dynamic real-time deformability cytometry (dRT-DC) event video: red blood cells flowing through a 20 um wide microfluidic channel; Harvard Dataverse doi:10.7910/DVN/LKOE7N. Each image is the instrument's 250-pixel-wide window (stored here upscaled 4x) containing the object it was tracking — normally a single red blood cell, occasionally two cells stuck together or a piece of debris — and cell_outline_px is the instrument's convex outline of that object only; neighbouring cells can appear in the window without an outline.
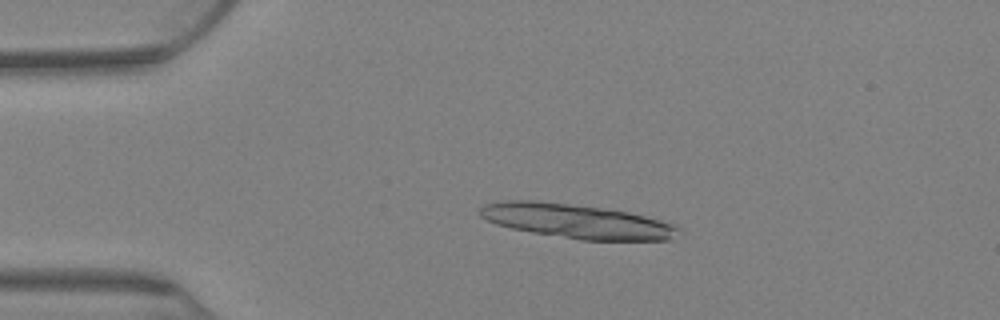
{"species": "Egyptian fruit bat (a non-hibernating species)", "species_latin": "Rousettus aegyptiacus", "temperature_condition": "warm", "stored_images_in_passage": 25, "camera_frame_rate_fps": 3000, "um_per_image_px": 0.085, "animal": {"sex": "female"}, "frame": {"image": 1, "passage_image": 16, "time_ms": 5.0, "image_size_px": [1000, 320], "cell_outline_px": [[684, 232], [668, 240], [580, 240], [532, 232], [512, 228], [496, 224], [480, 216], [480, 208], [484, 204], [504, 200], [532, 200], [568, 204], [628, 212], [676, 224]], "centroid_in_image_um": [49.05, 18.81], "position_along_channel_um": 35.9, "area_um2": 39.42}}